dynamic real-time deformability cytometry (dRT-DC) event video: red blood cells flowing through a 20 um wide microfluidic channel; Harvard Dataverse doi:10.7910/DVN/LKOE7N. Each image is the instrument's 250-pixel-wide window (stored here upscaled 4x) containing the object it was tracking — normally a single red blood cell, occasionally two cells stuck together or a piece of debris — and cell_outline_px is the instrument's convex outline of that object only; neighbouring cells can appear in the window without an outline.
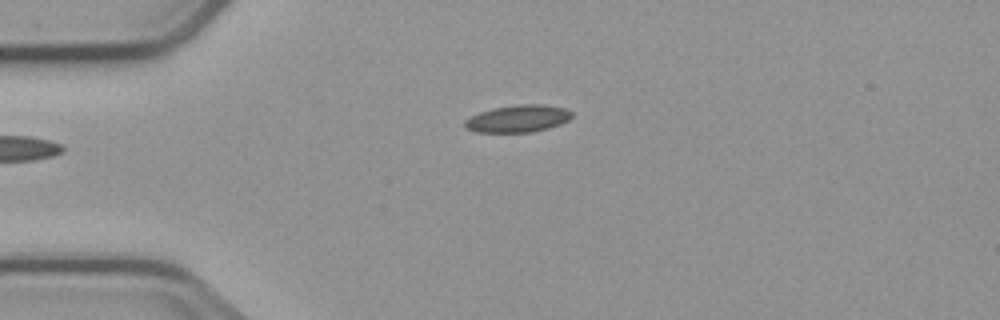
{"species": "common noctule bat (a hibernating species)", "species_latin": "Nyctalus noctula", "temperature_condition": "cold", "stored_images_in_passage": 3, "camera_frame_rate_fps": 3000, "um_per_image_px": 0.085, "animal": {"sex": "male", "body_mass_g": 23.1, "forearm_length_mm": 52.7}, "frame": {"image": 1, "passage_image": 2, "time_ms": 3.667, "image_size_px": [1000, 320], "cell_outline_px": [[572, 116], [568, 120], [560, 124], [548, 128], [532, 132], [476, 132], [464, 128], [464, 120], [480, 112], [492, 108], [520, 104], [544, 104], [564, 108], [572, 112]], "centroid_in_image_um": [44.01, 10.08], "position_along_channel_um": 41.0, "area_um2": 16.99}}